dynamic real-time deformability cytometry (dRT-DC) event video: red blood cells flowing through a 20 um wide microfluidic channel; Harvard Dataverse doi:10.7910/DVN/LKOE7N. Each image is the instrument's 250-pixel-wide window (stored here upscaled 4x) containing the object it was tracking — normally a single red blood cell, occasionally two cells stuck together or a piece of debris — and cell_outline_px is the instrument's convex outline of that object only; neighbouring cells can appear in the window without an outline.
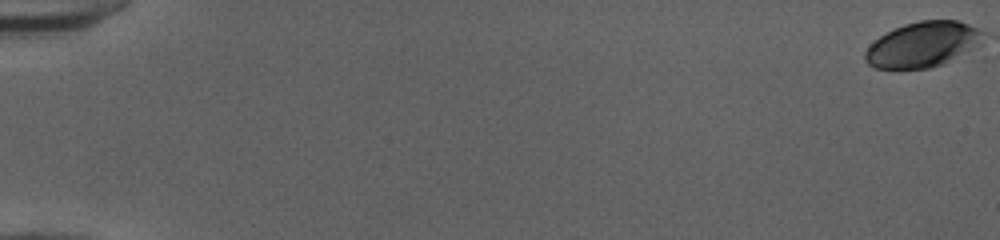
{"species": "human", "species_latin": "Homo sapiens", "temperature_condition": "cold", "stored_images_in_passage": 53, "camera_frame_rate_fps": 3000, "um_per_image_px": 0.085, "donor": {"sex": "female"}, "frame": {"image": 1, "passage_image": 1, "time_ms": 0.0, "image_size_px": [1000, 240], "cell_outline_px": [[984, 32], [968, 48], [944, 64], [932, 68], [872, 68], [864, 60], [864, 52], [880, 36], [904, 24], [920, 20], [956, 20], [968, 24]], "centroid_in_image_um": [78.32, 3.78], "position_along_channel_um": 6.7, "area_um2": 30.06}}
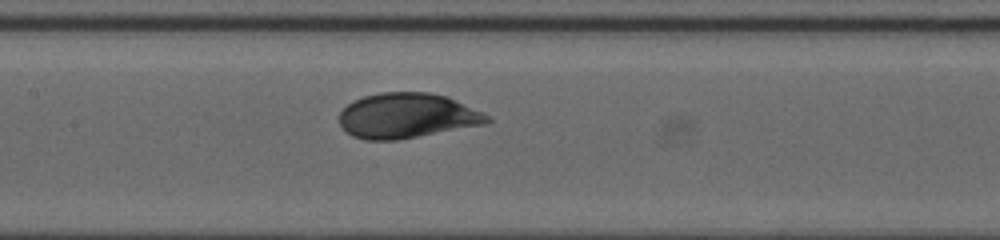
{"frame": {"image": 2, "passage_image": 28, "time_ms": 9.0, "image_size_px": [1000, 240], "cell_outline_px": [[492, 120], [488, 124], [396, 140], [364, 140], [352, 136], [340, 124], [340, 112], [352, 100], [364, 96], [380, 92], [428, 92], [448, 96], [488, 116]], "centroid_in_image_um": [34.59, 9.83], "position_along_channel_um": 172.8, "area_um2": 38.78}}
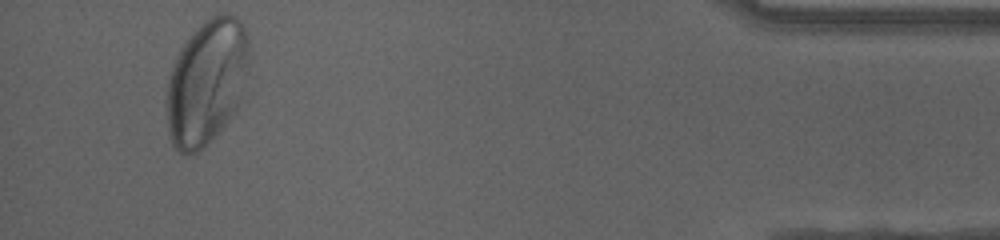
{"frame": {"image": 3, "passage_image": 51, "time_ms": 16.667, "image_size_px": [1000, 240], "cell_outline_px": [[248, 60], [240, 104], [224, 124], [196, 152], [180, 152], [172, 148], [168, 136], [164, 108], [164, 96], [168, 76], [172, 64], [184, 44], [192, 32], [200, 24], [212, 16], [220, 12], [228, 12], [240, 20], [248, 36]], "centroid_in_image_um": [17.5, 6.95], "position_along_channel_um": 417.7, "area_um2": 60.46}, "authors_computed_cell_mechanics": {"area_um2": 38.6682, "velocity_mm_per_s": 3.9756, "shape_relaxation_time_tau1_ms": 2.5547, "shape_relaxation_time_tau2_ms": null, "deformation_change_tau1": 0.1265, "deformation_change_tau2": null}}